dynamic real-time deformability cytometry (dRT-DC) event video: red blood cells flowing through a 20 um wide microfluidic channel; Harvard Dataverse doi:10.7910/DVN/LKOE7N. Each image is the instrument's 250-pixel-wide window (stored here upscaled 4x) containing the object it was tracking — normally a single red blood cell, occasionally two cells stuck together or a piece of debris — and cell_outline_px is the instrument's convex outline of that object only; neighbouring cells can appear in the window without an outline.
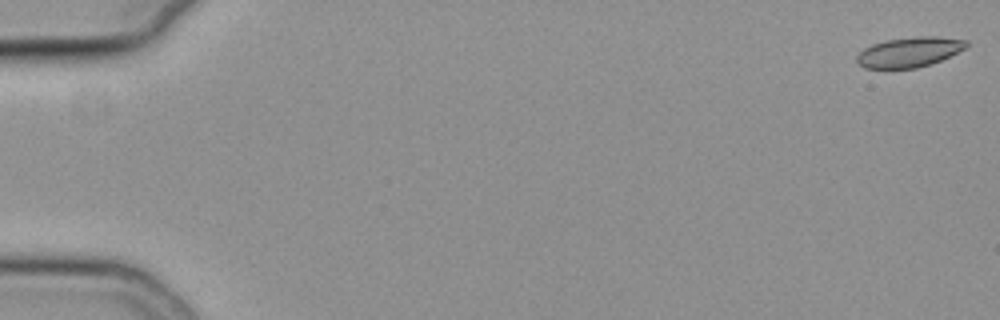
{"species": "common noctule bat (a hibernating species)", "species_latin": "Nyctalus noctula", "temperature_condition": "cold", "stored_images_in_passage": 55, "camera_frame_rate_fps": 3000, "um_per_image_px": 0.085, "animal": {"sex": "female", "body_mass_g": 19.3, "forearm_length_mm": 54.1}, "frame": {"image": 1, "passage_image": 1, "time_ms": 0.0, "image_size_px": [1000, 320], "cell_outline_px": [[968, 44], [964, 48], [940, 60], [916, 68], [864, 68], [856, 60], [856, 56], [864, 48], [872, 44], [888, 40], [916, 36], [936, 36], [968, 40]], "centroid_in_image_um": [77.27, 4.42], "position_along_channel_um": 7.7, "area_um2": 18.84}}
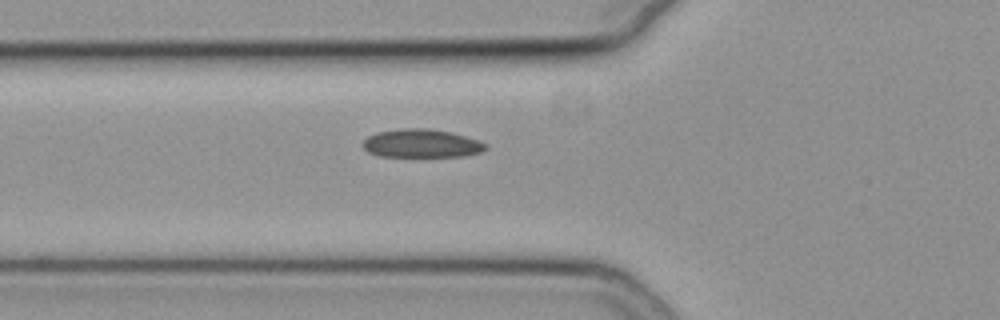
{"frame": {"image": 2, "passage_image": 21, "time_ms": 6.667, "image_size_px": [1000, 320], "cell_outline_px": [[488, 148], [480, 152], [464, 156], [380, 156], [368, 152], [360, 144], [368, 136], [376, 132], [404, 128], [428, 128], [452, 132], [488, 144]], "centroid_in_image_um": [35.81, 12.18], "position_along_channel_um": 90.0, "area_um2": 20.29}}
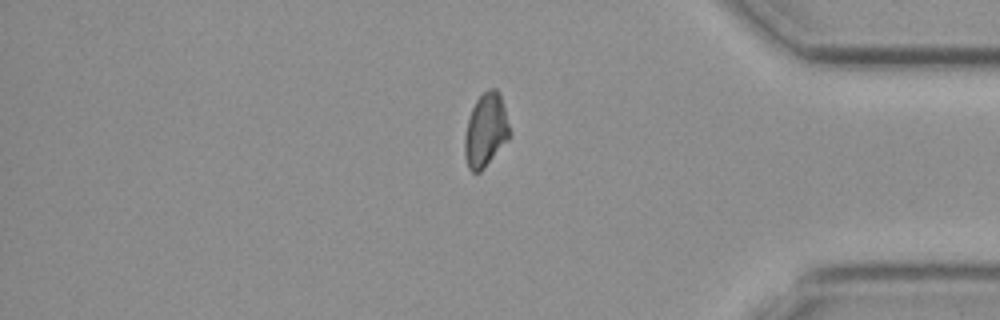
{"frame": {"image": 3, "passage_image": 47, "time_ms": 15.333, "image_size_px": [1000, 320], "cell_outline_px": [[508, 140], [484, 168], [480, 172], [472, 172], [468, 168], [464, 156], [464, 136], [468, 120], [472, 108], [476, 100], [484, 92], [492, 88], [496, 88], [500, 96], [504, 108], [508, 124]], "centroid_in_image_um": [41.25, 11.11], "position_along_channel_um": 394.0, "area_um2": 18.9}}